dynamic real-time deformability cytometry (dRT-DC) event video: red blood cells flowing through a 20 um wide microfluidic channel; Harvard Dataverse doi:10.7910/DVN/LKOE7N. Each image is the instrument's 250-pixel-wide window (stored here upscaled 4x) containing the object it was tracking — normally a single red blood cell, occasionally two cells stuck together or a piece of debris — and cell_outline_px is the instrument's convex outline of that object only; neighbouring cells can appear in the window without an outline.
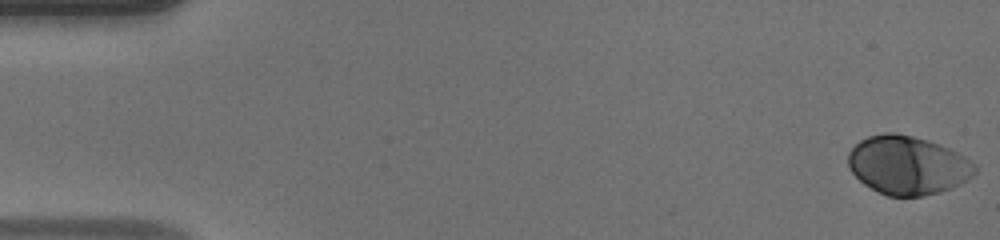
{"species": "human", "species_latin": "Homo sapiens", "temperature_condition": "warm", "stored_images_in_passage": 49, "camera_frame_rate_fps": 3000, "um_per_image_px": 0.085, "donor": {"sex": "male"}, "frame": {"image": 1, "passage_image": 1, "time_ms": 0.0, "image_size_px": [1000, 240], "cell_outline_px": [[976, 172], [968, 180], [948, 188], [924, 196], [888, 196], [864, 184], [848, 168], [848, 152], [860, 140], [868, 136], [884, 132], [892, 132], [912, 136], [928, 140], [948, 148], [964, 156], [976, 164]], "centroid_in_image_um": [77.13, 14.03], "position_along_channel_um": 7.9, "area_um2": 43.0}}
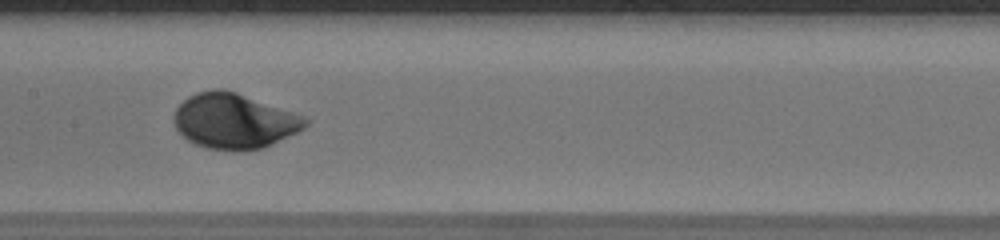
{"frame": {"image": 2, "passage_image": 25, "time_ms": 8.0, "image_size_px": [1000, 240], "cell_outline_px": [[308, 124], [304, 128], [264, 148], [236, 152], [208, 148], [196, 144], [188, 140], [176, 128], [172, 120], [172, 116], [176, 108], [188, 96], [196, 92], [212, 88], [224, 88], [236, 92], [304, 116], [308, 120]], "centroid_in_image_um": [19.87, 10.28], "position_along_channel_um": 187.5, "area_um2": 42.43}}
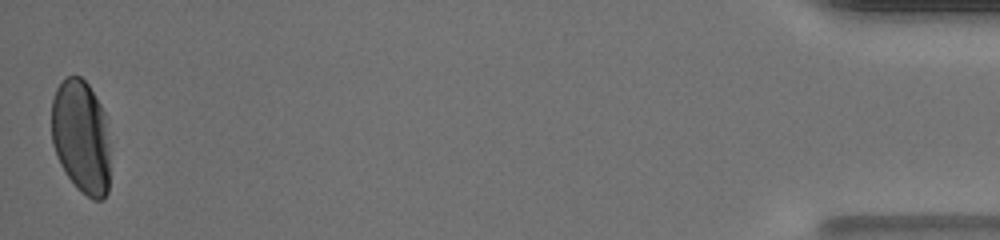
{"frame": {"image": 3, "passage_image": 49, "time_ms": 16.0, "image_size_px": [1000, 240], "cell_outline_px": [[108, 192], [104, 200], [92, 200], [76, 188], [60, 164], [52, 144], [52, 100], [56, 88], [68, 76], [80, 76], [88, 84], [100, 104], [104, 112], [108, 144]], "centroid_in_image_um": [6.88, 11.65], "position_along_channel_um": 428.3, "area_um2": 38.67}, "authors_computed_cell_mechanics": {"area_um2": 41.038, "velocity_mm_per_s": 4.1659, "shape_relaxation_time_tau1_ms": 2.4539, "shape_relaxation_time_tau2_ms": null, "deformation_change_tau1": 0.1385, "deformation_change_tau2": null}}